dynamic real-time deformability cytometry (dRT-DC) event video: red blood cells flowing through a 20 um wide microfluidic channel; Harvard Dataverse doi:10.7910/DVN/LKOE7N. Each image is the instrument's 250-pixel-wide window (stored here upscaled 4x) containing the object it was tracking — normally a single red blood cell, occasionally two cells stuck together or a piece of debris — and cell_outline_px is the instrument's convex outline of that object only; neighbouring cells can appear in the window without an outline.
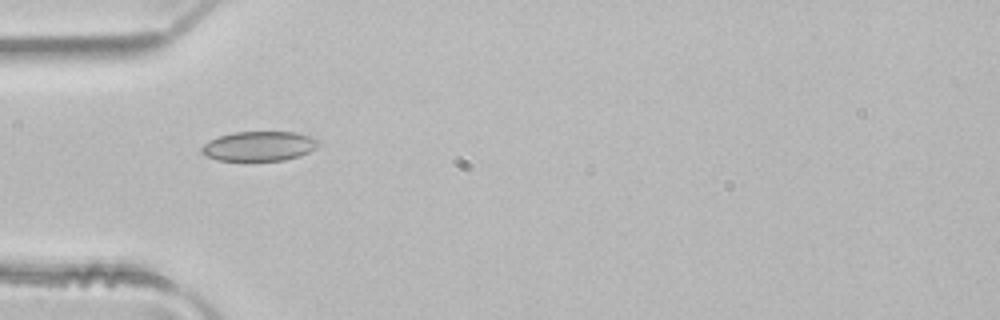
{"species": "common noctule bat (a hibernating species)", "species_latin": "Nyctalus noctula", "temperature_condition": "room temperature", "stored_images_in_passage": 3, "camera_frame_rate_fps": 3000, "um_per_image_px": 0.085, "animal": {"sex": "male", "body_mass_g": 21.5, "forearm_length_mm": 52.0}, "frame": {"image": 1, "passage_image": 3, "time_ms": 0.667, "image_size_px": [1000, 320], "cell_outline_px": [[320, 144], [316, 148], [300, 156], [284, 160], [216, 160], [200, 152], [200, 148], [208, 140], [232, 132], [296, 132], [312, 136], [320, 140]], "centroid_in_image_um": [22.05, 12.41], "position_along_channel_um": 63.0, "area_um2": 20.29}}